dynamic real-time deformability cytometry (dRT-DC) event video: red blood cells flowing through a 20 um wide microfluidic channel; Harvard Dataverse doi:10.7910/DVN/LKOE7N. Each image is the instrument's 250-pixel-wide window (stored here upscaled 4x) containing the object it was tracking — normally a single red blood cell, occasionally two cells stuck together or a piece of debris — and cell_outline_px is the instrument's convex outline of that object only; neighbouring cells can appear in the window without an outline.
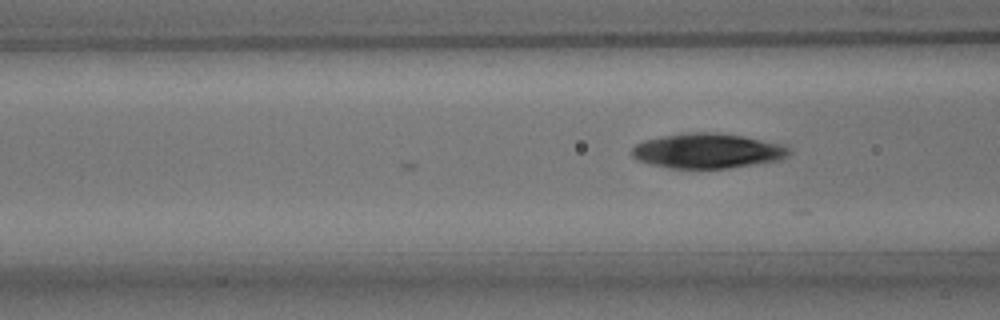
{"species": "common noctule bat (a hibernating species)", "species_latin": "Nyctalus noctula", "temperature_condition": "room temperature", "stored_images_in_passage": 7, "camera_frame_rate_fps": 3000, "um_per_image_px": 0.085, "animal": {"sex": "male", "body_mass_g": 15.6}, "frame": {"image": 1, "passage_image": 7, "time_ms": 2.0, "image_size_px": [1000, 320], "cell_outline_px": [[788, 156], [780, 160], [728, 168], [668, 168], [636, 160], [632, 156], [632, 148], [636, 144], [644, 140], [664, 136], [688, 132], [716, 132], [744, 136], [780, 144], [788, 148]], "centroid_in_image_um": [60.1, 12.82], "position_along_channel_um": 106.5, "area_um2": 31.79}}